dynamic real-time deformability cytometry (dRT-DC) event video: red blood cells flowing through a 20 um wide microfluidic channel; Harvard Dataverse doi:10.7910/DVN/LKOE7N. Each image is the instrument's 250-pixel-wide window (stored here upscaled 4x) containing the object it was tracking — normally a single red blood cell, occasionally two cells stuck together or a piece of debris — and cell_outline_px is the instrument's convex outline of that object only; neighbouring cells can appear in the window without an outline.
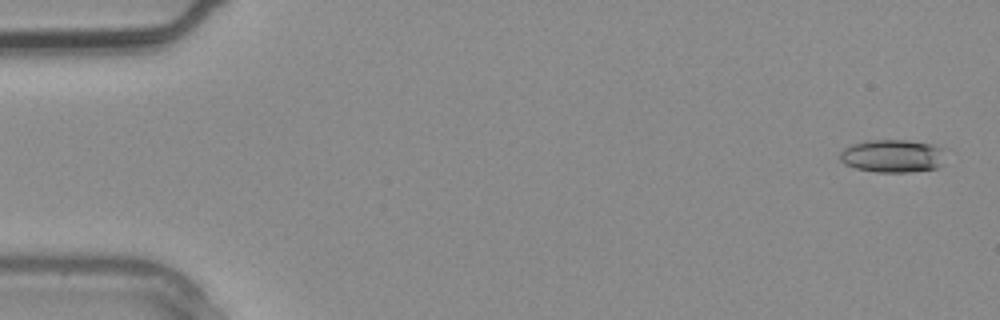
{"species": "common noctule bat (a hibernating species)", "species_latin": "Nyctalus noctula", "temperature_condition": "warm", "stored_images_in_passage": 4, "camera_frame_rate_fps": 3000, "um_per_image_px": 0.085, "animal": {"sex": "male", "body_mass_g": 20.4}, "frame": {"image": 1, "passage_image": 1, "time_ms": 0.0, "image_size_px": [1000, 320], "cell_outline_px": [[948, 148], [940, 164], [936, 168], [908, 172], [876, 172], [856, 168], [844, 164], [840, 160], [840, 152], [844, 148], [852, 144], [868, 140], [908, 140], [936, 144]], "centroid_in_image_um": [75.91, 13.24], "position_along_channel_um": 9.1, "area_um2": 20.58}}